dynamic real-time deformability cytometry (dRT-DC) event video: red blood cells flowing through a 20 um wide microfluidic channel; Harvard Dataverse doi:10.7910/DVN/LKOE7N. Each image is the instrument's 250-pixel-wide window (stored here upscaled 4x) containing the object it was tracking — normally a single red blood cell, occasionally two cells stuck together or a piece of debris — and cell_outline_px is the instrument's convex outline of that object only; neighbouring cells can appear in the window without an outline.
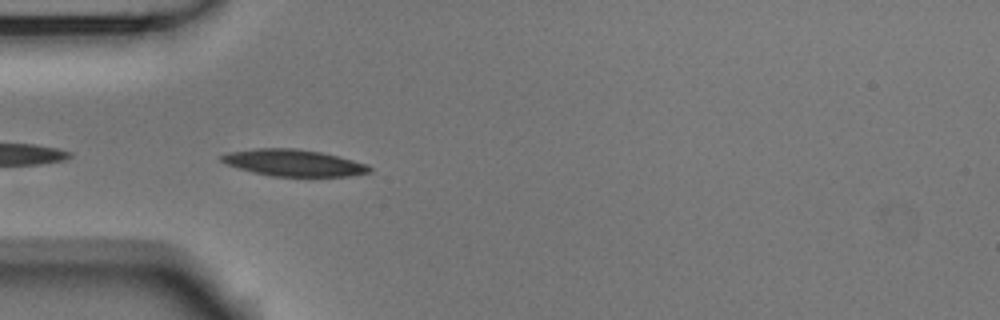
{"species": "Egyptian fruit bat (a non-hibernating species)", "species_latin": "Rousettus aegyptiacus", "temperature_condition": "room temperature", "stored_images_in_passage": 6, "camera_frame_rate_fps": 3000, "um_per_image_px": 0.085, "animal": {"sex": "male"}, "frame": {"image": 1, "passage_image": 2, "time_ms": 0.333, "image_size_px": [1000, 320], "cell_outline_px": [[372, 172], [348, 176], [272, 176], [252, 172], [228, 164], [220, 160], [220, 156], [228, 152], [256, 148], [296, 148], [320, 152], [368, 164], [372, 168]], "centroid_in_image_um": [24.97, 13.84], "position_along_channel_um": 60.0, "area_um2": 22.83}}